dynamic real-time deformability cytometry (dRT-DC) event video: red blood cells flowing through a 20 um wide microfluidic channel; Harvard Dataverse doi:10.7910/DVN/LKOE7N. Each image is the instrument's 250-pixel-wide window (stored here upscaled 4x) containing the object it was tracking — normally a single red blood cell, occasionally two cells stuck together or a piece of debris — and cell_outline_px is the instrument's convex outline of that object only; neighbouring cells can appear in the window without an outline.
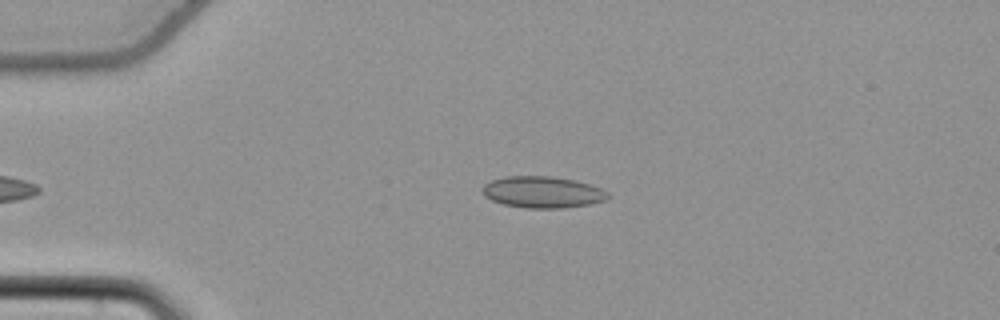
{"species": "common noctule bat (a hibernating species)", "species_latin": "Nyctalus noctula", "temperature_condition": "cold", "stored_images_in_passage": 36, "camera_frame_rate_fps": 3000, "um_per_image_px": 0.085, "animal": {"sex": "female", "body_mass_g": 22.7, "forearm_length_mm": 54.2}, "frame": {"image": 1, "passage_image": 2, "time_ms": 0.333, "image_size_px": [1000, 320], "cell_outline_px": [[608, 200], [592, 204], [560, 208], [524, 208], [504, 204], [492, 200], [484, 196], [480, 188], [484, 184], [492, 180], [508, 176], [552, 176], [576, 180], [600, 188], [608, 192]], "centroid_in_image_um": [46.12, 16.33], "position_along_channel_um": 38.9, "area_um2": 23.18}}
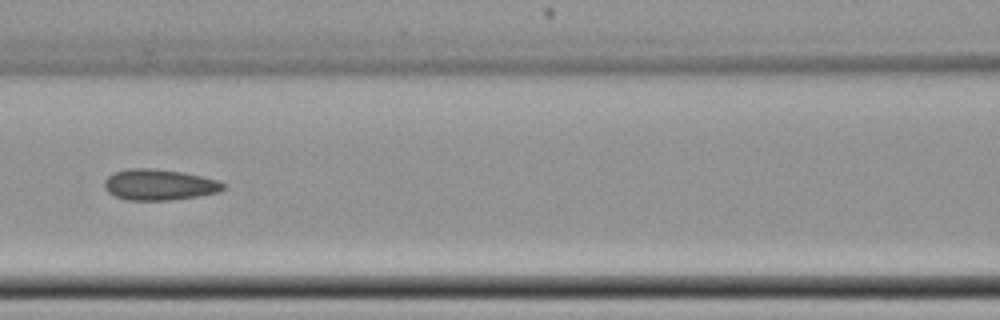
{"frame": {"image": 2, "passage_image": 14, "time_ms": 4.333, "image_size_px": [1000, 320], "cell_outline_px": [[228, 184], [220, 192], [196, 196], [168, 200], [128, 200], [116, 196], [108, 192], [104, 188], [104, 180], [108, 176], [116, 172], [128, 168], [152, 168], [180, 172], [220, 180]], "centroid_in_image_um": [13.55, 15.7], "position_along_channel_um": 153.0, "area_um2": 21.39}}
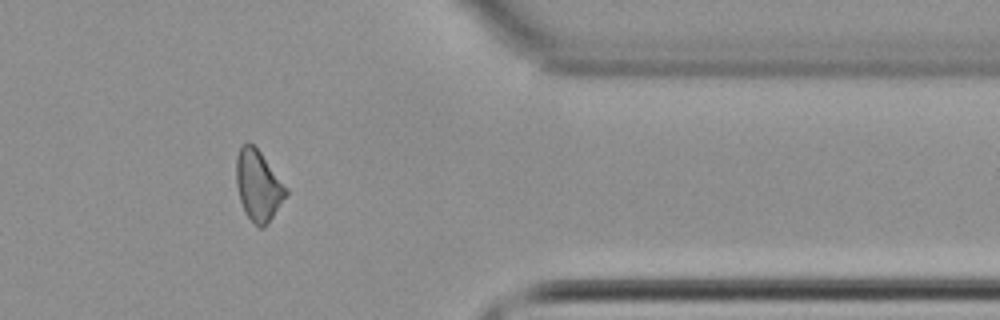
{"frame": {"image": 3, "passage_image": 34, "time_ms": 11.0, "image_size_px": [1000, 320], "cell_outline_px": [[288, 192], [268, 224], [264, 228], [260, 228], [244, 212], [240, 200], [236, 184], [236, 156], [240, 144], [248, 140], [260, 152], [288, 188]], "centroid_in_image_um": [21.93, 15.74], "position_along_channel_um": 389.5, "area_um2": 20.52}, "authors_computed_cell_mechanics": {"area_um2": 21.1259, "velocity_mm_per_s": 3.8064, "shape_relaxation_time_tau1_ms": 9.5986, "shape_relaxation_time_tau2_ms": 1.8403, "deformation_change_tau1": 0.0935, "deformation_change_tau2": 0.0862}}